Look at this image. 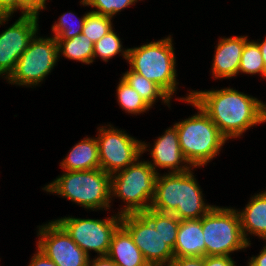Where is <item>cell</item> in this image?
Segmentation results:
<instances>
[{"instance_id":"cell-14","label":"cell","mask_w":266,"mask_h":266,"mask_svg":"<svg viewBox=\"0 0 266 266\" xmlns=\"http://www.w3.org/2000/svg\"><path fill=\"white\" fill-rule=\"evenodd\" d=\"M150 146L143 141L141 151L142 154L150 151L153 160H148V162L155 172H157V167L169 169L168 173H184L192 169L182 154L175 124H173V127L171 126L165 130L162 136L154 140L152 149H149Z\"/></svg>"},{"instance_id":"cell-20","label":"cell","mask_w":266,"mask_h":266,"mask_svg":"<svg viewBox=\"0 0 266 266\" xmlns=\"http://www.w3.org/2000/svg\"><path fill=\"white\" fill-rule=\"evenodd\" d=\"M152 108L156 100L161 99L162 103L170 108L172 99L161 87L143 75L129 69L121 76Z\"/></svg>"},{"instance_id":"cell-35","label":"cell","mask_w":266,"mask_h":266,"mask_svg":"<svg viewBox=\"0 0 266 266\" xmlns=\"http://www.w3.org/2000/svg\"><path fill=\"white\" fill-rule=\"evenodd\" d=\"M255 266H266V245L257 256L249 259Z\"/></svg>"},{"instance_id":"cell-7","label":"cell","mask_w":266,"mask_h":266,"mask_svg":"<svg viewBox=\"0 0 266 266\" xmlns=\"http://www.w3.org/2000/svg\"><path fill=\"white\" fill-rule=\"evenodd\" d=\"M205 256H231L251 246L241 229L240 216L232 207L214 206L202 217Z\"/></svg>"},{"instance_id":"cell-32","label":"cell","mask_w":266,"mask_h":266,"mask_svg":"<svg viewBox=\"0 0 266 266\" xmlns=\"http://www.w3.org/2000/svg\"><path fill=\"white\" fill-rule=\"evenodd\" d=\"M28 266H57L50 258L46 257L38 249L36 253L32 256V259Z\"/></svg>"},{"instance_id":"cell-15","label":"cell","mask_w":266,"mask_h":266,"mask_svg":"<svg viewBox=\"0 0 266 266\" xmlns=\"http://www.w3.org/2000/svg\"><path fill=\"white\" fill-rule=\"evenodd\" d=\"M248 36L220 37L215 47L212 76L215 79L232 78L238 75L240 58Z\"/></svg>"},{"instance_id":"cell-17","label":"cell","mask_w":266,"mask_h":266,"mask_svg":"<svg viewBox=\"0 0 266 266\" xmlns=\"http://www.w3.org/2000/svg\"><path fill=\"white\" fill-rule=\"evenodd\" d=\"M238 213L246 242H251L249 234L266 241V191L251 196L246 207Z\"/></svg>"},{"instance_id":"cell-26","label":"cell","mask_w":266,"mask_h":266,"mask_svg":"<svg viewBox=\"0 0 266 266\" xmlns=\"http://www.w3.org/2000/svg\"><path fill=\"white\" fill-rule=\"evenodd\" d=\"M112 19L92 11L87 12L82 34L95 44L104 35L113 29Z\"/></svg>"},{"instance_id":"cell-21","label":"cell","mask_w":266,"mask_h":266,"mask_svg":"<svg viewBox=\"0 0 266 266\" xmlns=\"http://www.w3.org/2000/svg\"><path fill=\"white\" fill-rule=\"evenodd\" d=\"M58 58L61 55L67 59L85 64L93 63L94 43L87 36L79 34L70 39H56ZM61 54V55H60Z\"/></svg>"},{"instance_id":"cell-36","label":"cell","mask_w":266,"mask_h":266,"mask_svg":"<svg viewBox=\"0 0 266 266\" xmlns=\"http://www.w3.org/2000/svg\"><path fill=\"white\" fill-rule=\"evenodd\" d=\"M260 42L261 41L257 42V44L260 48L262 58H263V63H264L265 69H266V38L264 41H262V43H260Z\"/></svg>"},{"instance_id":"cell-38","label":"cell","mask_w":266,"mask_h":266,"mask_svg":"<svg viewBox=\"0 0 266 266\" xmlns=\"http://www.w3.org/2000/svg\"><path fill=\"white\" fill-rule=\"evenodd\" d=\"M247 266H255V265L249 260Z\"/></svg>"},{"instance_id":"cell-34","label":"cell","mask_w":266,"mask_h":266,"mask_svg":"<svg viewBox=\"0 0 266 266\" xmlns=\"http://www.w3.org/2000/svg\"><path fill=\"white\" fill-rule=\"evenodd\" d=\"M87 266H117L108 256H96L89 258Z\"/></svg>"},{"instance_id":"cell-2","label":"cell","mask_w":266,"mask_h":266,"mask_svg":"<svg viewBox=\"0 0 266 266\" xmlns=\"http://www.w3.org/2000/svg\"><path fill=\"white\" fill-rule=\"evenodd\" d=\"M193 168L184 173H158L150 208L179 220L201 219L215 205L205 202Z\"/></svg>"},{"instance_id":"cell-33","label":"cell","mask_w":266,"mask_h":266,"mask_svg":"<svg viewBox=\"0 0 266 266\" xmlns=\"http://www.w3.org/2000/svg\"><path fill=\"white\" fill-rule=\"evenodd\" d=\"M33 13L39 14L41 10H45L47 0H21Z\"/></svg>"},{"instance_id":"cell-22","label":"cell","mask_w":266,"mask_h":266,"mask_svg":"<svg viewBox=\"0 0 266 266\" xmlns=\"http://www.w3.org/2000/svg\"><path fill=\"white\" fill-rule=\"evenodd\" d=\"M153 226L159 230L164 243L174 250L180 220L172 213H163L149 208L141 213Z\"/></svg>"},{"instance_id":"cell-12","label":"cell","mask_w":266,"mask_h":266,"mask_svg":"<svg viewBox=\"0 0 266 266\" xmlns=\"http://www.w3.org/2000/svg\"><path fill=\"white\" fill-rule=\"evenodd\" d=\"M38 227L37 248L57 266H87L88 256L56 221Z\"/></svg>"},{"instance_id":"cell-37","label":"cell","mask_w":266,"mask_h":266,"mask_svg":"<svg viewBox=\"0 0 266 266\" xmlns=\"http://www.w3.org/2000/svg\"><path fill=\"white\" fill-rule=\"evenodd\" d=\"M264 122H266V103H264Z\"/></svg>"},{"instance_id":"cell-1","label":"cell","mask_w":266,"mask_h":266,"mask_svg":"<svg viewBox=\"0 0 266 266\" xmlns=\"http://www.w3.org/2000/svg\"><path fill=\"white\" fill-rule=\"evenodd\" d=\"M191 99L202 108L227 139L238 138L250 127L264 123V103L227 87L192 90Z\"/></svg>"},{"instance_id":"cell-19","label":"cell","mask_w":266,"mask_h":266,"mask_svg":"<svg viewBox=\"0 0 266 266\" xmlns=\"http://www.w3.org/2000/svg\"><path fill=\"white\" fill-rule=\"evenodd\" d=\"M60 166L63 171L100 169L97 139H81L70 149L68 155L60 162Z\"/></svg>"},{"instance_id":"cell-27","label":"cell","mask_w":266,"mask_h":266,"mask_svg":"<svg viewBox=\"0 0 266 266\" xmlns=\"http://www.w3.org/2000/svg\"><path fill=\"white\" fill-rule=\"evenodd\" d=\"M86 15L87 13H85L83 17L78 18L79 20L75 23L74 19H77V16H75L73 12L63 13L58 21L52 25V32L54 33L52 36L56 39H70L76 35L82 34ZM74 24L76 25L74 26Z\"/></svg>"},{"instance_id":"cell-31","label":"cell","mask_w":266,"mask_h":266,"mask_svg":"<svg viewBox=\"0 0 266 266\" xmlns=\"http://www.w3.org/2000/svg\"><path fill=\"white\" fill-rule=\"evenodd\" d=\"M204 266H236L231 256H205Z\"/></svg>"},{"instance_id":"cell-24","label":"cell","mask_w":266,"mask_h":266,"mask_svg":"<svg viewBox=\"0 0 266 266\" xmlns=\"http://www.w3.org/2000/svg\"><path fill=\"white\" fill-rule=\"evenodd\" d=\"M238 73L250 75L260 74L263 78H266V69L257 41L247 40L245 42L240 58Z\"/></svg>"},{"instance_id":"cell-5","label":"cell","mask_w":266,"mask_h":266,"mask_svg":"<svg viewBox=\"0 0 266 266\" xmlns=\"http://www.w3.org/2000/svg\"><path fill=\"white\" fill-rule=\"evenodd\" d=\"M173 37L151 41L140 47L128 48L130 69L161 87L171 98L176 93V57Z\"/></svg>"},{"instance_id":"cell-6","label":"cell","mask_w":266,"mask_h":266,"mask_svg":"<svg viewBox=\"0 0 266 266\" xmlns=\"http://www.w3.org/2000/svg\"><path fill=\"white\" fill-rule=\"evenodd\" d=\"M139 159L111 175V200L112 197H118L126 203L117 212L120 215L142 213L151 206L158 172L154 171L148 161Z\"/></svg>"},{"instance_id":"cell-28","label":"cell","mask_w":266,"mask_h":266,"mask_svg":"<svg viewBox=\"0 0 266 266\" xmlns=\"http://www.w3.org/2000/svg\"><path fill=\"white\" fill-rule=\"evenodd\" d=\"M138 1L140 0H81L80 3L83 6L96 8L91 10L92 12L113 18L118 12L135 5Z\"/></svg>"},{"instance_id":"cell-29","label":"cell","mask_w":266,"mask_h":266,"mask_svg":"<svg viewBox=\"0 0 266 266\" xmlns=\"http://www.w3.org/2000/svg\"><path fill=\"white\" fill-rule=\"evenodd\" d=\"M17 10L21 11V16L33 13L21 0H0V26Z\"/></svg>"},{"instance_id":"cell-9","label":"cell","mask_w":266,"mask_h":266,"mask_svg":"<svg viewBox=\"0 0 266 266\" xmlns=\"http://www.w3.org/2000/svg\"><path fill=\"white\" fill-rule=\"evenodd\" d=\"M121 220L122 215L115 214L102 220L65 216L56 221L88 256L90 251L96 252L97 256H107L113 233Z\"/></svg>"},{"instance_id":"cell-30","label":"cell","mask_w":266,"mask_h":266,"mask_svg":"<svg viewBox=\"0 0 266 266\" xmlns=\"http://www.w3.org/2000/svg\"><path fill=\"white\" fill-rule=\"evenodd\" d=\"M168 266H204V257H174Z\"/></svg>"},{"instance_id":"cell-16","label":"cell","mask_w":266,"mask_h":266,"mask_svg":"<svg viewBox=\"0 0 266 266\" xmlns=\"http://www.w3.org/2000/svg\"><path fill=\"white\" fill-rule=\"evenodd\" d=\"M202 218L180 220L174 257H205V241Z\"/></svg>"},{"instance_id":"cell-25","label":"cell","mask_w":266,"mask_h":266,"mask_svg":"<svg viewBox=\"0 0 266 266\" xmlns=\"http://www.w3.org/2000/svg\"><path fill=\"white\" fill-rule=\"evenodd\" d=\"M115 28L104 35L99 41L94 44L93 62L97 57L102 61L108 62L115 55L121 54L125 60L128 59V48L124 49L119 35L114 32Z\"/></svg>"},{"instance_id":"cell-4","label":"cell","mask_w":266,"mask_h":266,"mask_svg":"<svg viewBox=\"0 0 266 266\" xmlns=\"http://www.w3.org/2000/svg\"><path fill=\"white\" fill-rule=\"evenodd\" d=\"M111 175L104 170L63 171L54 181L42 190L65 197L87 210H110Z\"/></svg>"},{"instance_id":"cell-8","label":"cell","mask_w":266,"mask_h":266,"mask_svg":"<svg viewBox=\"0 0 266 266\" xmlns=\"http://www.w3.org/2000/svg\"><path fill=\"white\" fill-rule=\"evenodd\" d=\"M37 35L19 57L15 70L7 79L9 84L35 87L54 69L59 60L57 40L53 36L44 38Z\"/></svg>"},{"instance_id":"cell-10","label":"cell","mask_w":266,"mask_h":266,"mask_svg":"<svg viewBox=\"0 0 266 266\" xmlns=\"http://www.w3.org/2000/svg\"><path fill=\"white\" fill-rule=\"evenodd\" d=\"M97 144L100 168L112 175L126 169L142 155V141L112 124L98 127Z\"/></svg>"},{"instance_id":"cell-18","label":"cell","mask_w":266,"mask_h":266,"mask_svg":"<svg viewBox=\"0 0 266 266\" xmlns=\"http://www.w3.org/2000/svg\"><path fill=\"white\" fill-rule=\"evenodd\" d=\"M107 256L117 266H149L132 236L122 225L113 233Z\"/></svg>"},{"instance_id":"cell-13","label":"cell","mask_w":266,"mask_h":266,"mask_svg":"<svg viewBox=\"0 0 266 266\" xmlns=\"http://www.w3.org/2000/svg\"><path fill=\"white\" fill-rule=\"evenodd\" d=\"M39 14L20 16L9 28L0 33V76L5 80L15 70L17 61L39 31Z\"/></svg>"},{"instance_id":"cell-23","label":"cell","mask_w":266,"mask_h":266,"mask_svg":"<svg viewBox=\"0 0 266 266\" xmlns=\"http://www.w3.org/2000/svg\"><path fill=\"white\" fill-rule=\"evenodd\" d=\"M117 101L119 106L129 114L146 113L151 108L146 101L122 77L117 85Z\"/></svg>"},{"instance_id":"cell-3","label":"cell","mask_w":266,"mask_h":266,"mask_svg":"<svg viewBox=\"0 0 266 266\" xmlns=\"http://www.w3.org/2000/svg\"><path fill=\"white\" fill-rule=\"evenodd\" d=\"M192 91L186 97L179 98L198 109L197 114L176 122L180 148L186 161L192 168L207 165L219 155L227 139L220 133L211 118L191 99Z\"/></svg>"},{"instance_id":"cell-11","label":"cell","mask_w":266,"mask_h":266,"mask_svg":"<svg viewBox=\"0 0 266 266\" xmlns=\"http://www.w3.org/2000/svg\"><path fill=\"white\" fill-rule=\"evenodd\" d=\"M121 225L132 236L149 266H168L174 258L173 249L164 243L159 230H155L141 213L122 215Z\"/></svg>"}]
</instances>
